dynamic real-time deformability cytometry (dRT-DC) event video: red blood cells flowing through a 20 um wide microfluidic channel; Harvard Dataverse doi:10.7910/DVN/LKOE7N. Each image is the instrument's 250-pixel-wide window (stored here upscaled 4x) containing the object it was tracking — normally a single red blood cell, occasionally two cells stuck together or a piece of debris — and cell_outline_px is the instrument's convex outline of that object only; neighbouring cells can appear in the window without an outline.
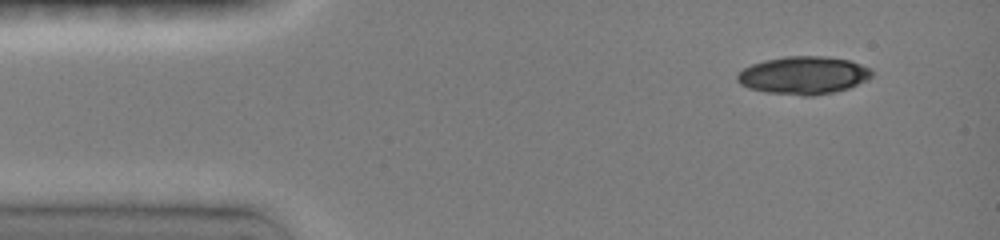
{"species": "common noctule bat (a hibernating species)", "species_latin": "Nyctalus noctula", "temperature_condition": "room temperature", "stored_images_in_passage": 44, "camera_frame_rate_fps": 3000, "um_per_image_px": 0.085, "animal": {"sex": "female", "body_mass_g": 19.0, "forearm_length_mm": 51.5}, "frame": {"image": 1, "passage_image": 1, "time_ms": 0.0, "image_size_px": [1000, 240], "cell_outline_px": [[872, 76], [868, 80], [848, 88], [832, 92], [812, 96], [804, 96], [768, 92], [748, 88], [740, 84], [736, 80], [736, 76], [744, 68], [752, 64], [764, 60], [784, 56], [824, 56], [848, 60], [872, 68]], "centroid_in_image_um": [68.3, 6.39], "position_along_channel_um": 16.7, "area_um2": 29.65}}